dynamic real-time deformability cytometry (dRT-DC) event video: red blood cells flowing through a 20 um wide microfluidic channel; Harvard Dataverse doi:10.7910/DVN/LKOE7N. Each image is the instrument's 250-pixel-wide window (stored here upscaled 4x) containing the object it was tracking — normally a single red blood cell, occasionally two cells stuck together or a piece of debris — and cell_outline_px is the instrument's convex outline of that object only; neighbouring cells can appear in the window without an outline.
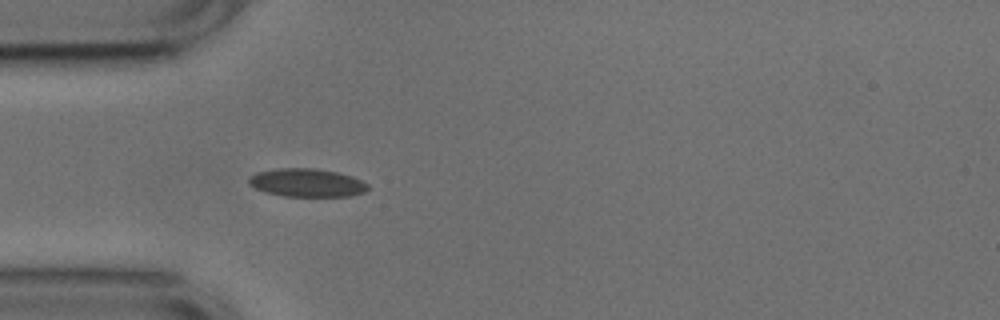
{"species": "common noctule bat (a hibernating species)", "species_latin": "Nyctalus noctula", "temperature_condition": "cold", "stored_images_in_passage": 18, "camera_frame_rate_fps": 3000, "um_per_image_px": 0.085, "animal": {"sex": "male", "body_mass_g": 17.9, "forearm_length_mm": 54.2}, "frame": {"image": 1, "passage_image": 1, "time_ms": 0.0, "image_size_px": [1000, 320], "cell_outline_px": [[368, 188], [364, 192], [348, 196], [284, 196], [264, 192], [248, 184], [248, 176], [256, 172], [276, 168], [316, 168], [336, 172], [352, 176], [368, 184]], "centroid_in_image_um": [26.03, 15.52], "position_along_channel_um": 59.0, "area_um2": 19.65}}